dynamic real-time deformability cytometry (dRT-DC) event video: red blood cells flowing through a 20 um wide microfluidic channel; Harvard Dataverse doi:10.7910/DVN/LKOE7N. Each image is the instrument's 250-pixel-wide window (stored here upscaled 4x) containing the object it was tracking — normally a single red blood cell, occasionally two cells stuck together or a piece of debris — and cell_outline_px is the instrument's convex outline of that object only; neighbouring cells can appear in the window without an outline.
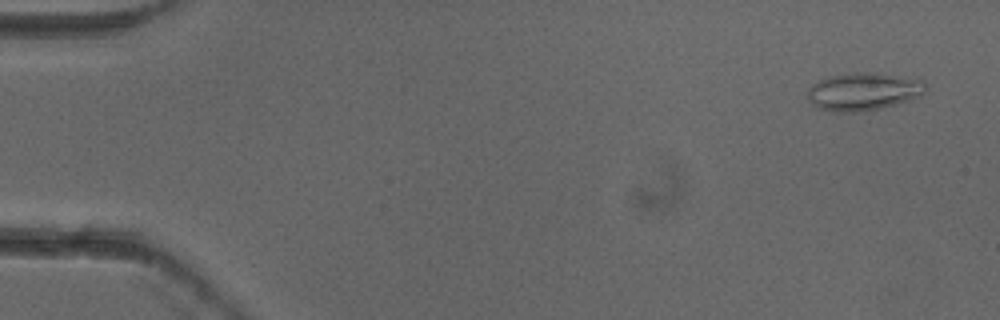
{"species": "common noctule bat (a hibernating species)", "species_latin": "Nyctalus noctula", "temperature_condition": "cold", "stored_images_in_passage": 5, "camera_frame_rate_fps": 3000, "um_per_image_px": 0.085, "animal": {"sex": "female"}, "frame": {"image": 1, "passage_image": 1, "time_ms": 0.0, "image_size_px": [1000, 320], "cell_outline_px": [[924, 96], [876, 108], [856, 112], [832, 112], [820, 108], [812, 104], [808, 100], [808, 88], [812, 84], [828, 76], [860, 72], [880, 72], [920, 80], [924, 84]], "centroid_in_image_um": [73.35, 7.77], "position_along_channel_um": 11.6, "area_um2": 25.72}}
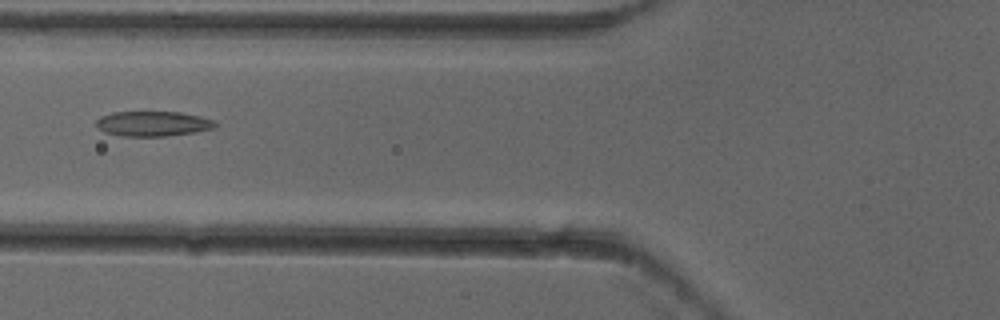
{"frame": {"image": 2, "passage_image": 5, "time_ms": 1.333, "image_size_px": [1000, 320], "cell_outline_px": [[220, 124], [216, 128], [196, 132], [164, 136], [124, 136], [104, 132], [96, 128], [96, 120], [100, 116], [112, 112], [180, 112], [200, 116], [216, 120]], "centroid_in_image_um": [13.04, 10.51], "position_along_channel_um": 112.8, "area_um2": 17.63}}